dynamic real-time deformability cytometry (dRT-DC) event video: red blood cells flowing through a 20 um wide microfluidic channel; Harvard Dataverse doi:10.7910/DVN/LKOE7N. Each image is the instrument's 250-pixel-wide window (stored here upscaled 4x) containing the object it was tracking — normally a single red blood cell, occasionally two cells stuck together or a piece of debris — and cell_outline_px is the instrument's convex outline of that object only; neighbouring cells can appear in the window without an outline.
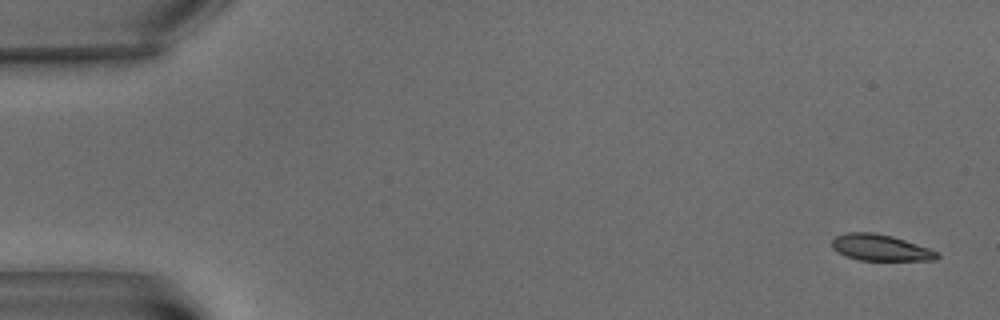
{"species": "common noctule bat (a hibernating species)", "species_latin": "Nyctalus noctula", "temperature_condition": "warm", "stored_images_in_passage": 5, "camera_frame_rate_fps": 3000, "um_per_image_px": 0.085, "animal": {"sex": "male", "body_mass_g": 15.6}, "frame": {"image": 1, "passage_image": 1, "time_ms": 0.0, "image_size_px": [1000, 320], "cell_outline_px": [[940, 256], [936, 260], [860, 260], [848, 256], [832, 248], [832, 240], [836, 236], [848, 232], [872, 232], [892, 236], [940, 252]], "centroid_in_image_um": [74.87, 21.05], "position_along_channel_um": 10.1, "area_um2": 15.9}}
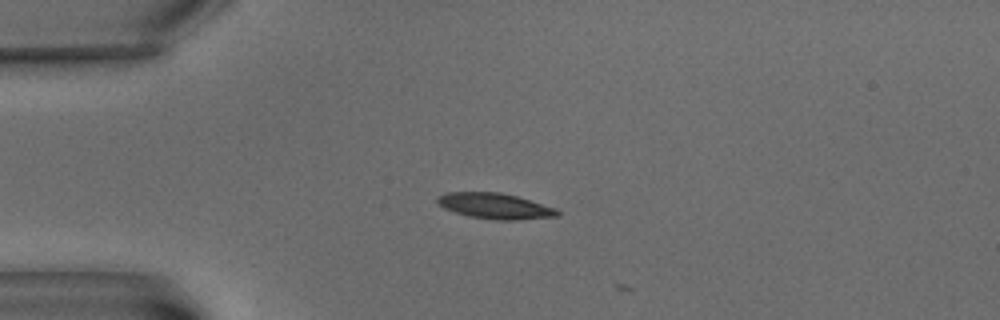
{"frame": {"image": 2, "passage_image": 4, "time_ms": 5.0, "image_size_px": [1000, 320], "cell_outline_px": [[560, 216], [516, 220], [496, 220], [468, 216], [444, 208], [436, 200], [436, 196], [444, 192], [500, 192], [516, 196], [556, 208], [560, 212]], "centroid_in_image_um": [42.07, 17.51], "position_along_channel_um": 42.9, "area_um2": 17.98}}